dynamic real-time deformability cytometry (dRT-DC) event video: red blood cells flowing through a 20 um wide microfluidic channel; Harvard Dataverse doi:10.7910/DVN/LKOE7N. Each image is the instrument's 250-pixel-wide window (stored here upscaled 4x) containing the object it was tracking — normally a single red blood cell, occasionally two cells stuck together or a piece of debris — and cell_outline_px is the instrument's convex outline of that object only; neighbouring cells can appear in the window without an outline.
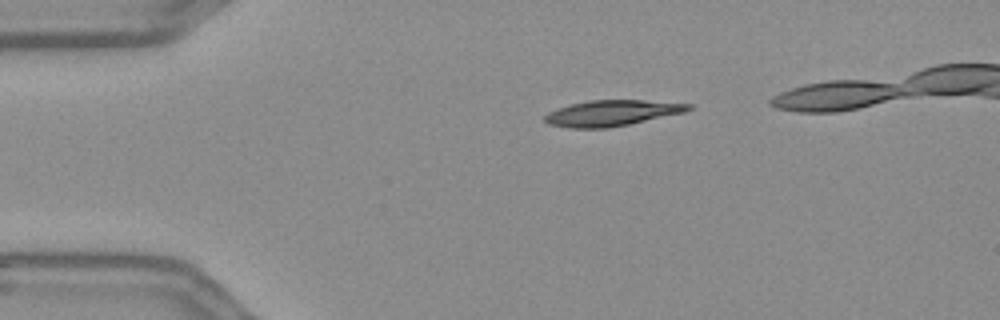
{"species": "Egyptian fruit bat (a non-hibernating species)", "species_latin": "Rousettus aegyptiacus", "temperature_condition": "warm", "stored_images_in_passage": 39, "camera_frame_rate_fps": 3000, "um_per_image_px": 0.085, "frame": {"image": 1, "passage_image": 1, "time_ms": 0.0, "image_size_px": [1000, 320], "cell_outline_px": [[692, 108], [684, 112], [628, 124], [608, 128], [568, 128], [548, 124], [544, 120], [544, 116], [548, 112], [556, 108], [588, 100], [644, 100], [692, 104]], "centroid_in_image_um": [51.96, 9.61], "position_along_channel_um": 33.0, "area_um2": 21.5}}
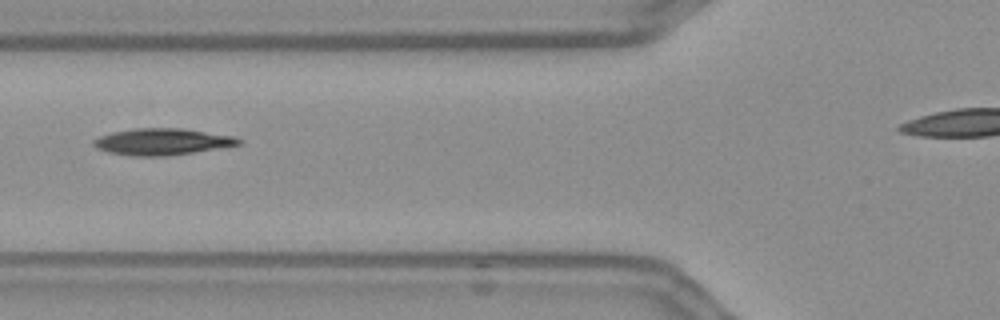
{"frame": {"image": 2, "passage_image": 11, "time_ms": 3.333, "image_size_px": [1000, 320], "cell_outline_px": [[244, 144], [168, 156], [132, 156], [108, 152], [96, 148], [92, 144], [92, 140], [100, 136], [112, 132], [136, 128], [180, 128], [236, 136], [244, 140]], "centroid_in_image_um": [13.82, 12.04], "position_along_channel_um": 112.0, "area_um2": 22.66}}
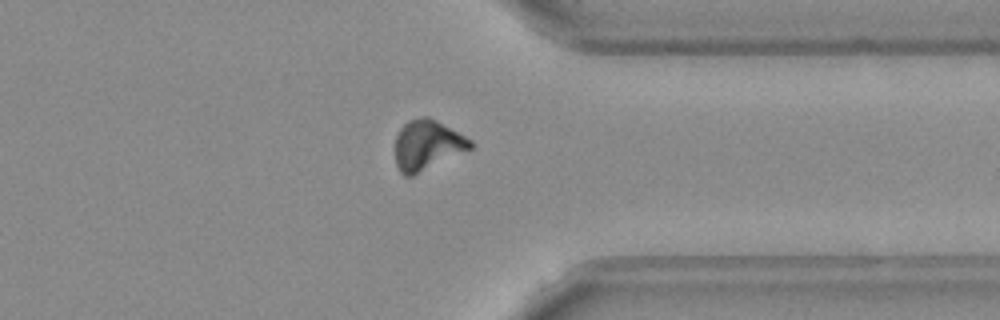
{"frame": {"image": 3, "passage_image": 33, "time_ms": 10.667, "image_size_px": [1000, 320], "cell_outline_px": [[476, 144], [472, 148], [412, 176], [404, 176], [400, 172], [396, 164], [396, 136], [400, 128], [408, 120], [424, 116], [428, 116], [436, 120], [472, 140]], "centroid_in_image_um": [36.32, 12.32], "position_along_channel_um": 375.1, "area_um2": 21.79}, "authors_computed_cell_mechanics": {"area_um2": 22.0796, "velocity_mm_per_s": 3.6547, "shape_relaxation_time_tau1_ms": 6.563, "shape_relaxation_time_tau2_ms": null, "deformation_change_tau1": 0.1887, "deformation_change_tau2": null}}